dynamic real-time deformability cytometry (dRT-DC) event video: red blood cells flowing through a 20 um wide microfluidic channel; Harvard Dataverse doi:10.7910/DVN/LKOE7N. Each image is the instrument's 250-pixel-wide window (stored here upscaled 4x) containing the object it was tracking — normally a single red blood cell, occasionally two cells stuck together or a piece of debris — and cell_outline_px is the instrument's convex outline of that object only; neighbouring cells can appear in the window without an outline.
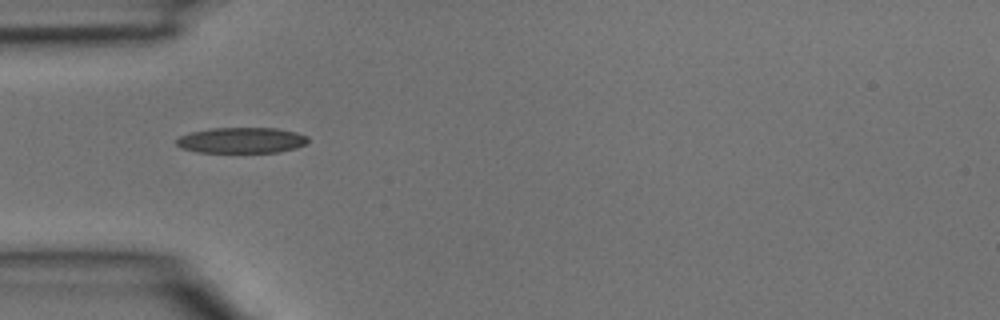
{"species": "common noctule bat (a hibernating species)", "species_latin": "Nyctalus noctula", "temperature_condition": "room temperature", "stored_images_in_passage": 1, "camera_frame_rate_fps": 3000, "um_per_image_px": 0.085, "animal": {"sex": "male", "body_mass_g": 15.6}, "frame": {"image": 1, "passage_image": 1, "time_ms": 0.0, "image_size_px": [1000, 320], "cell_outline_px": [[308, 140], [304, 144], [296, 148], [280, 152], [196, 152], [180, 148], [176, 144], [176, 140], [180, 136], [192, 132], [212, 128], [276, 128], [296, 132], [308, 136]], "centroid_in_image_um": [20.52, 11.93], "position_along_channel_um": 64.5, "area_um2": 19.71}}